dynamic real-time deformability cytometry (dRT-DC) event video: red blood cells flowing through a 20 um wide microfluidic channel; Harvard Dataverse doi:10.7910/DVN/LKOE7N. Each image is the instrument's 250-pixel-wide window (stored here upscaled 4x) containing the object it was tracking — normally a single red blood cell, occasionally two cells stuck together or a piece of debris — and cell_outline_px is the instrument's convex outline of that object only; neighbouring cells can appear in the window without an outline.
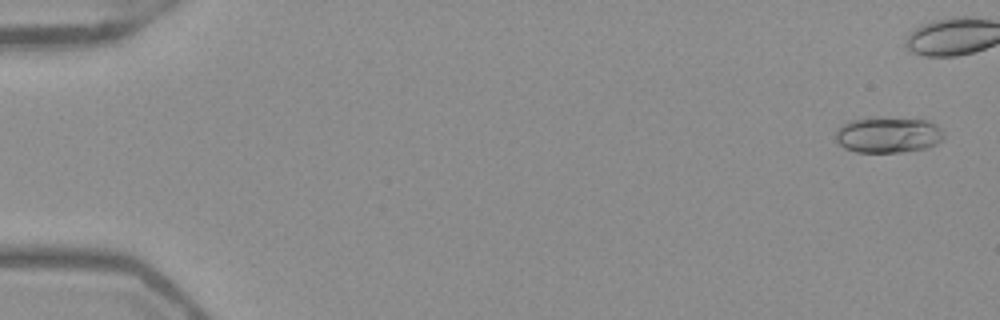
{"species": "Egyptian fruit bat (a non-hibernating species)", "species_latin": "Rousettus aegyptiacus", "temperature_condition": "warm", "stored_images_in_passage": 42, "camera_frame_rate_fps": 3000, "um_per_image_px": 0.085, "frame": {"image": 1, "passage_image": 2, "time_ms": 0.333, "image_size_px": [1000, 320], "cell_outline_px": [[944, 140], [928, 148], [900, 152], [856, 152], [844, 148], [836, 140], [836, 132], [844, 124], [852, 120], [924, 120], [936, 124], [944, 132]], "centroid_in_image_um": [75.54, 11.52], "position_along_channel_um": 9.5, "area_um2": 21.79}}
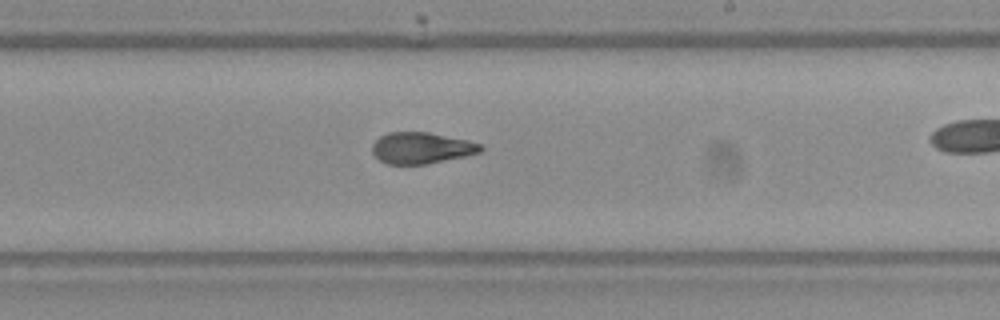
{"frame": {"image": 2, "passage_image": 32, "time_ms": 10.333, "image_size_px": [1000, 320], "cell_outline_px": [[484, 148], [480, 152], [464, 156], [428, 164], [388, 164], [380, 160], [372, 152], [372, 144], [380, 136], [388, 132], [428, 132], [468, 140], [480, 144]], "centroid_in_image_um": [35.81, 12.57], "position_along_channel_um": 253.2, "area_um2": 19.71}}
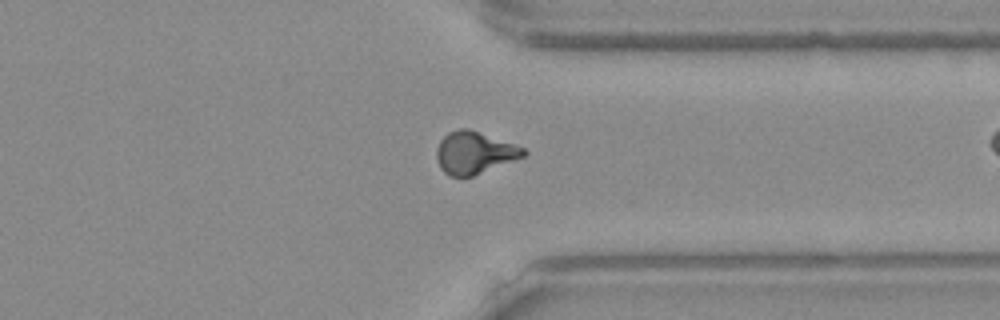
{"frame": {"image": 3, "passage_image": 41, "time_ms": 13.333, "image_size_px": [1000, 320], "cell_outline_px": [[528, 152], [524, 156], [472, 176], [448, 176], [440, 168], [436, 160], [436, 148], [440, 140], [448, 132], [460, 128], [468, 128], [524, 148]], "centroid_in_image_um": [40.27, 12.98], "position_along_channel_um": 371.1, "area_um2": 21.15}}